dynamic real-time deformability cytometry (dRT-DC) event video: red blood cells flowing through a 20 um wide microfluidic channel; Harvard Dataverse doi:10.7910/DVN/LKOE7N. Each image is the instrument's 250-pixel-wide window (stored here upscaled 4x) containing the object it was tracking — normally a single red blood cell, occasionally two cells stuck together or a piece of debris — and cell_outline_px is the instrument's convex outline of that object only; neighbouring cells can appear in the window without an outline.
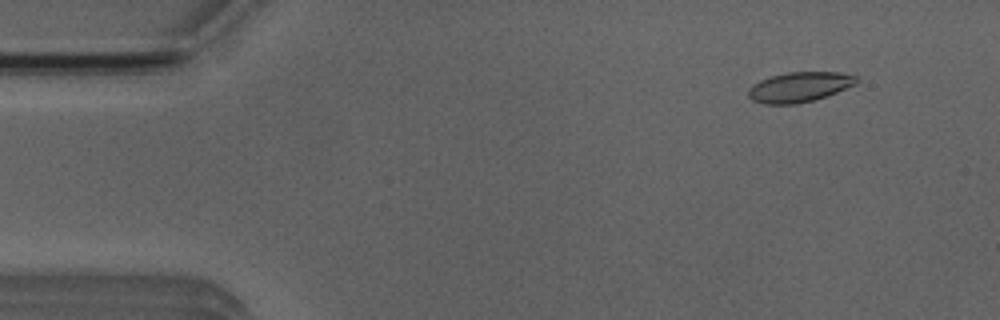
{"species": "Egyptian fruit bat (a non-hibernating species)", "species_latin": "Rousettus aegyptiacus", "temperature_condition": "room temperature", "stored_images_in_passage": 52, "camera_frame_rate_fps": 3000, "um_per_image_px": 0.085, "animal": {"sex": "male"}, "frame": {"image": 1, "passage_image": 5, "time_ms": 1.333, "image_size_px": [1000, 320], "cell_outline_px": [[860, 80], [856, 84], [836, 92], [812, 100], [796, 104], [764, 104], [752, 100], [748, 96], [748, 88], [752, 84], [760, 80], [772, 76], [788, 72], [840, 72], [856, 76]], "centroid_in_image_um": [67.93, 7.39], "position_along_channel_um": 17.1, "area_um2": 18.84}}
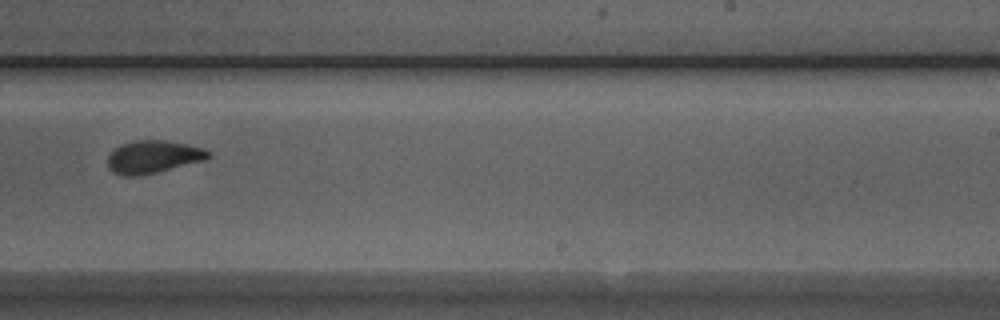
{"frame": {"image": 2, "passage_image": 32, "time_ms": 10.333, "image_size_px": [1000, 320], "cell_outline_px": [[212, 156], [204, 160], [156, 172], [136, 176], [120, 176], [112, 172], [108, 168], [108, 156], [120, 144], [132, 140], [164, 140], [204, 148], [212, 152]], "centroid_in_image_um": [13.0, 13.33], "position_along_channel_um": 276.0, "area_um2": 19.19}}
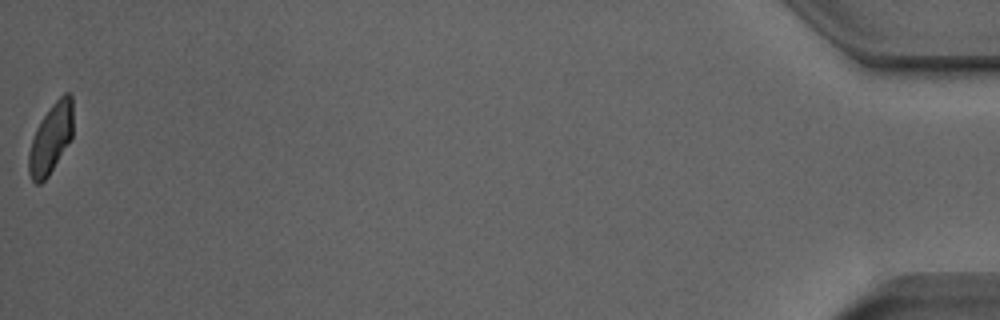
{"frame": {"image": 3, "passage_image": 52, "time_ms": 17.0, "image_size_px": [1000, 320], "cell_outline_px": [[72, 136], [48, 176], [40, 184], [36, 184], [32, 180], [28, 172], [28, 152], [36, 128], [52, 104], [64, 92], [68, 92], [72, 96]], "centroid_in_image_um": [4.3, 11.78], "position_along_channel_um": 430.9, "area_um2": 17.74}, "authors_computed_cell_mechanics": {"area_um2": 19.1607, "velocity_mm_per_s": 3.9112, "shape_relaxation_time_tau1_ms": 5.4402, "shape_relaxation_time_tau2_ms": 1.1854, "deformation_change_tau1": 0.1528, "deformation_change_tau2": 0.0526}}